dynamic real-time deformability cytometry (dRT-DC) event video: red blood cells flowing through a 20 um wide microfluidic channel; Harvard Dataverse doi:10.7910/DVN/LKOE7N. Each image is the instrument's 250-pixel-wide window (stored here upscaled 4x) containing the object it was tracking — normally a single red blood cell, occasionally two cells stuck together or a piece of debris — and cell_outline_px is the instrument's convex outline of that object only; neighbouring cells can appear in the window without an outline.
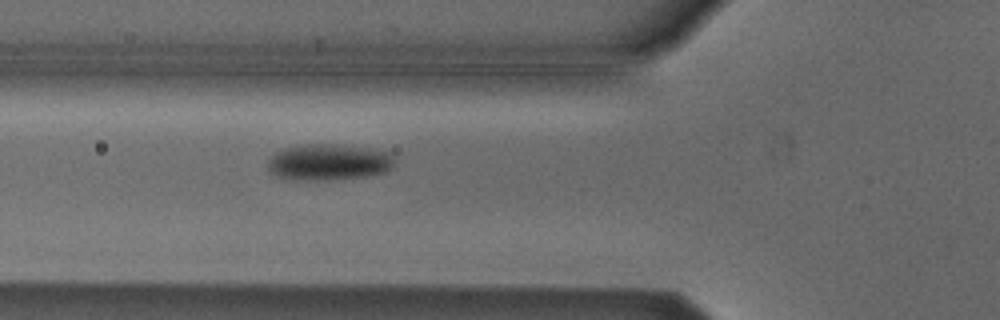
{"species": "Egyptian fruit bat (a non-hibernating species)", "species_latin": "Rousettus aegyptiacus", "temperature_condition": "cold", "stored_images_in_passage": 6, "camera_frame_rate_fps": 3000, "um_per_image_px": 0.085, "animal": {"sex": "male"}, "frame": {"image": 1, "passage_image": 6, "time_ms": 1.667, "image_size_px": [1000, 320], "cell_outline_px": [[396, 160], [392, 168], [388, 172], [368, 176], [328, 180], [292, 180], [276, 176], [268, 168], [268, 160], [276, 152], [284, 148], [304, 144], [332, 144], [368, 148], [388, 152]], "centroid_in_image_um": [27.96, 13.79], "position_along_channel_um": 97.8, "area_um2": 26.99}}